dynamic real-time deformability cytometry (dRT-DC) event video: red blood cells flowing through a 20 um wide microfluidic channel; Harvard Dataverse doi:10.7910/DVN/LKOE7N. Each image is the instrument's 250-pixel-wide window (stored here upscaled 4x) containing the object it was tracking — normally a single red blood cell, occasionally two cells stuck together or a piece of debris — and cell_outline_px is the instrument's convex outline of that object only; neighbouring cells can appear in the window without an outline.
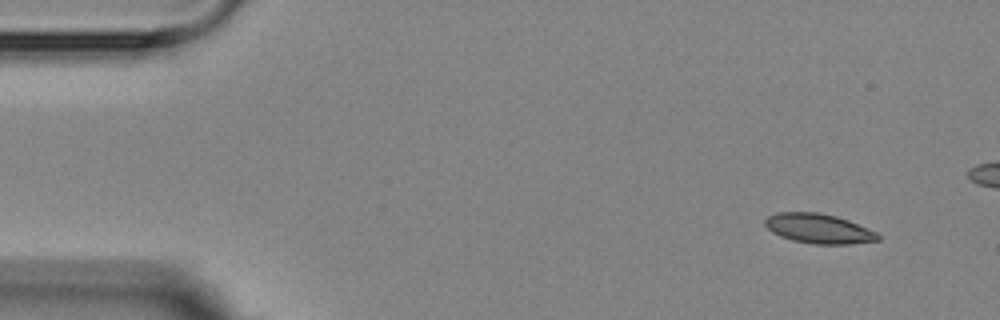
{"species": "Egyptian fruit bat (a non-hibernating species)", "species_latin": "Rousettus aegyptiacus", "temperature_condition": "room temperature", "stored_images_in_passage": 2, "camera_frame_rate_fps": 3000, "um_per_image_px": 0.085, "animal": {"sex": "female"}, "frame": {"image": 1, "passage_image": 2, "time_ms": 1.667, "image_size_px": [1000, 320], "cell_outline_px": [[880, 240], [848, 244], [812, 244], [792, 240], [780, 236], [772, 232], [764, 224], [764, 220], [768, 216], [776, 212], [816, 212], [836, 216], [848, 220], [876, 232], [880, 236]], "centroid_in_image_um": [69.56, 19.43], "position_along_channel_um": 15.4, "area_um2": 19.48}}